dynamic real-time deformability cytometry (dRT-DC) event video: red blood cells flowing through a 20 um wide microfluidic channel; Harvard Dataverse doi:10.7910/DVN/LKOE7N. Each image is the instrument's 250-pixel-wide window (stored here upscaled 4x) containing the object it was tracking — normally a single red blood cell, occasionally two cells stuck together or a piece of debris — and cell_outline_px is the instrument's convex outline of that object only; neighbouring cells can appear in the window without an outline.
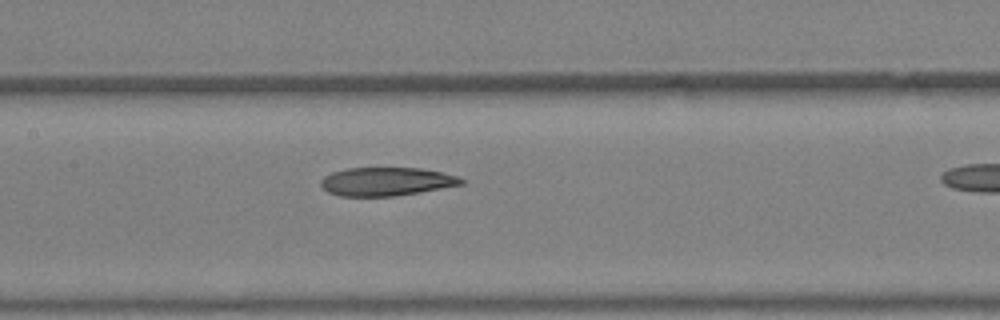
{"species": "Egyptian fruit bat (a non-hibernating species)", "species_latin": "Rousettus aegyptiacus", "temperature_condition": "warm", "stored_images_in_passage": 16, "camera_frame_rate_fps": 3000, "um_per_image_px": 0.085, "animal": {"sex": "female"}, "frame": {"image": 1, "passage_image": 12, "time_ms": 3.667, "image_size_px": [1000, 320], "cell_outline_px": [[464, 184], [420, 192], [392, 196], [340, 196], [328, 192], [320, 184], [320, 180], [324, 176], [332, 172], [348, 168], [420, 168], [440, 172], [456, 176], [464, 180]], "centroid_in_image_um": [32.81, 15.43], "position_along_channel_um": 174.6, "area_um2": 23.12}}
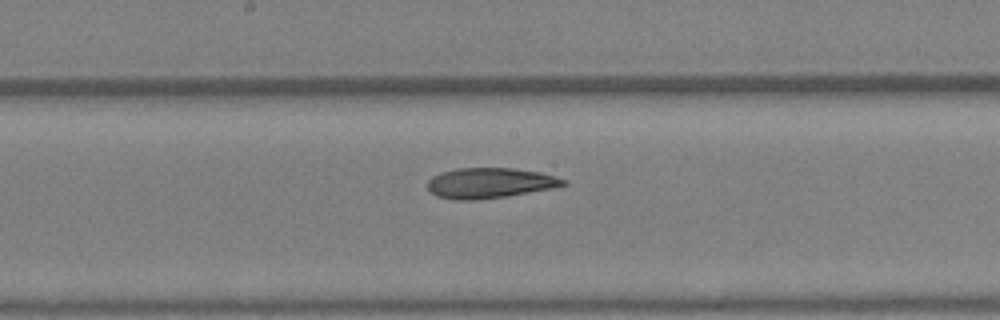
{"frame": {"image": 2, "passage_image": 14, "time_ms": 4.333, "image_size_px": [1000, 320], "cell_outline_px": [[568, 184], [552, 188], [504, 196], [476, 200], [452, 200], [436, 196], [428, 188], [428, 180], [432, 176], [440, 172], [456, 168], [512, 168], [540, 172], [568, 180]], "centroid_in_image_um": [41.61, 15.55], "position_along_channel_um": 206.6, "area_um2": 23.99}}